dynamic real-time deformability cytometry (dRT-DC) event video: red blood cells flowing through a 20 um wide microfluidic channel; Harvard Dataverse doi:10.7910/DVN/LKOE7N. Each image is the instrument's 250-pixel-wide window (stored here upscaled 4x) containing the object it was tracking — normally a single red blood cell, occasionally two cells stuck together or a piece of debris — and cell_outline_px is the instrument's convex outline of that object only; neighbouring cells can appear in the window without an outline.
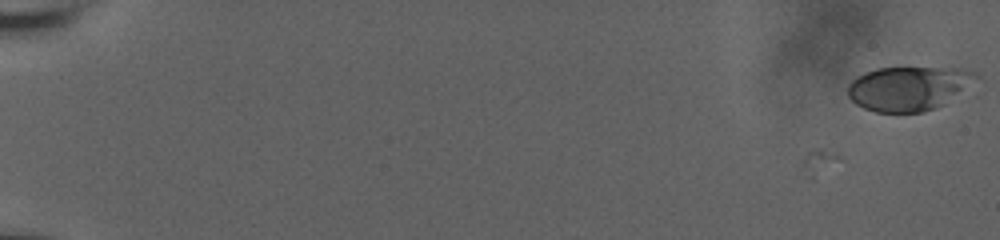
{"species": "human", "species_latin": "Homo sapiens", "temperature_condition": "room temperature", "stored_images_in_passage": 33, "camera_frame_rate_fps": 3000, "um_per_image_px": 0.085, "donor": {"sex": "male"}, "frame": {"image": 1, "passage_image": 1, "time_ms": 0.0, "image_size_px": [1000, 240], "cell_outline_px": [[980, 76], [944, 104], [936, 108], [924, 112], [876, 112], [864, 108], [856, 104], [848, 96], [848, 84], [856, 76], [876, 68], [956, 68], [976, 72]], "centroid_in_image_um": [77.19, 7.51], "position_along_channel_um": 7.8, "area_um2": 32.77}}